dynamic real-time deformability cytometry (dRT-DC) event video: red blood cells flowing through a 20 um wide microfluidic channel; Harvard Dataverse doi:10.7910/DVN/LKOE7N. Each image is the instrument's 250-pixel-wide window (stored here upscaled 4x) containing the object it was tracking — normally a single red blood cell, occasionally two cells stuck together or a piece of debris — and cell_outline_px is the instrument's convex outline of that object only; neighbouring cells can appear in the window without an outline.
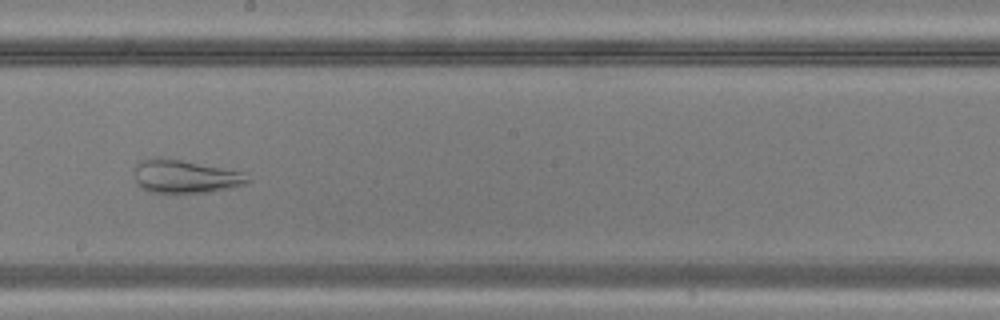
{"species": "common noctule bat (a hibernating species)", "species_latin": "Nyctalus noctula", "temperature_condition": "warm", "stored_images_in_passage": 47, "camera_frame_rate_fps": 3000, "um_per_image_px": 0.085, "animal": {"sex": "male", "body_mass_g": 20.5, "forearm_length_mm": 52.5}, "frame": {"image": 1, "passage_image": 27, "time_ms": 8.667, "image_size_px": [1000, 320], "cell_outline_px": [[252, 180], [248, 184], [208, 192], [152, 192], [136, 184], [136, 164], [140, 160], [180, 160], [244, 172]], "centroid_in_image_um": [15.83, 15.03], "position_along_channel_um": 232.4, "area_um2": 21.15}}
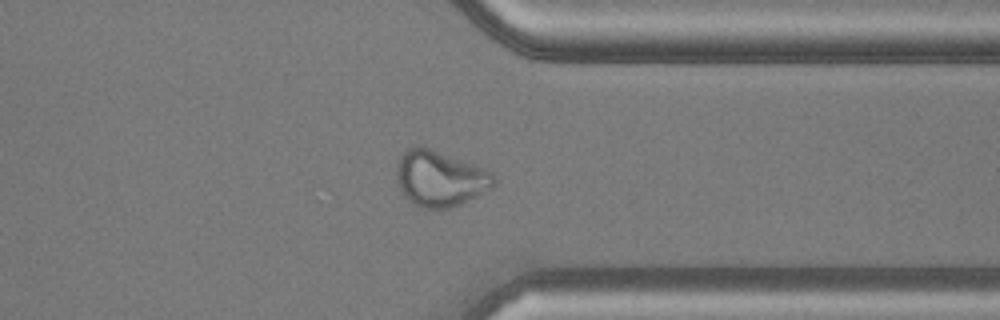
{"frame": {"image": 2, "passage_image": 37, "time_ms": 12.0, "image_size_px": [1000, 320], "cell_outline_px": [[496, 184], [492, 188], [460, 204], [448, 208], [420, 208], [408, 200], [404, 196], [400, 188], [396, 176], [396, 164], [400, 156], [408, 148], [416, 144], [476, 164], [492, 172], [496, 180]], "centroid_in_image_um": [37.39, 15.16], "position_along_channel_um": 374.0, "area_um2": 31.73}}
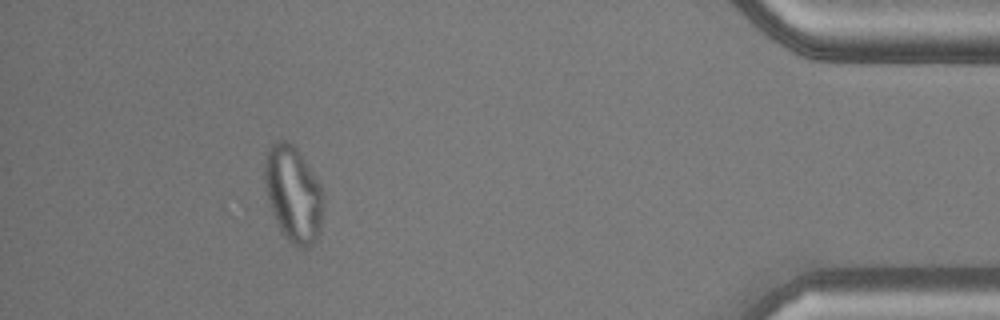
{"frame": {"image": 3, "passage_image": 43, "time_ms": 14.0, "image_size_px": [1000, 320], "cell_outline_px": [[324, 196], [320, 232], [316, 240], [308, 248], [300, 248], [292, 244], [288, 240], [280, 228], [272, 212], [268, 200], [264, 184], [264, 160], [268, 148], [276, 140], [288, 140], [296, 148], [320, 180]], "centroid_in_image_um": [24.94, 16.46], "position_along_channel_um": 410.3, "area_um2": 33.29}}